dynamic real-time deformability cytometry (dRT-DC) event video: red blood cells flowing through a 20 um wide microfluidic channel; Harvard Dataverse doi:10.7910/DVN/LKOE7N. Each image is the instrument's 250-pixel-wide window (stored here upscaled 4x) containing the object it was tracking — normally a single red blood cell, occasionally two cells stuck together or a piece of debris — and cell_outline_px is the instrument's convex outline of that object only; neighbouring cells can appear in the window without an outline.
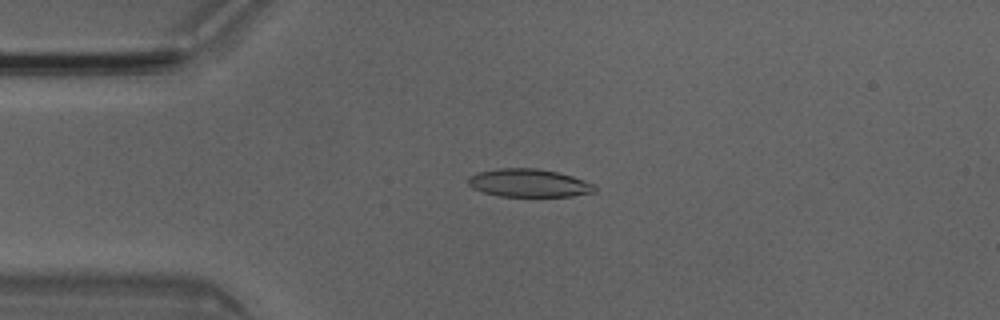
{"species": "Egyptian fruit bat (a non-hibernating species)", "species_latin": "Rousettus aegyptiacus", "temperature_condition": "room temperature", "stored_images_in_passage": 5, "camera_frame_rate_fps": 3000, "um_per_image_px": 0.085, "animal": {"sex": "male"}, "frame": {"image": 1, "passage_image": 4, "time_ms": 1.0, "image_size_px": [1000, 320], "cell_outline_px": [[596, 192], [572, 196], [500, 196], [484, 192], [472, 188], [468, 184], [468, 176], [476, 172], [500, 168], [536, 168], [556, 172], [572, 176], [596, 184]], "centroid_in_image_um": [44.96, 15.55], "position_along_channel_um": 40.0, "area_um2": 20.75}}